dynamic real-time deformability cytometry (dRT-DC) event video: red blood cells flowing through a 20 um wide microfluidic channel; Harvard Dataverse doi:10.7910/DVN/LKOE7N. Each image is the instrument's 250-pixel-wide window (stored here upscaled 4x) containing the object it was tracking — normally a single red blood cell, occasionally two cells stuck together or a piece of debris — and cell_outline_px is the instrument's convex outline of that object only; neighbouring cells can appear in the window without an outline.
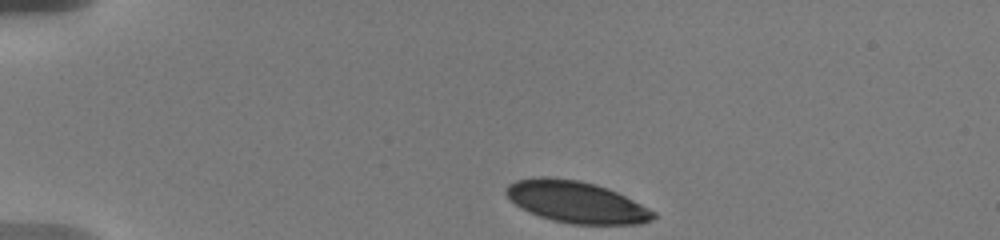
{"species": "human", "species_latin": "Homo sapiens", "temperature_condition": "warm", "stored_images_in_passage": 21, "camera_frame_rate_fps": 3000, "um_per_image_px": 0.085, "donor": {"sex": "male"}, "frame": {"image": 1, "passage_image": 1, "time_ms": 0.0, "image_size_px": [1000, 240], "cell_outline_px": [[656, 216], [652, 220], [640, 224], [572, 224], [552, 220], [528, 212], [520, 208], [504, 192], [504, 188], [508, 184], [516, 180], [540, 176], [548, 176], [580, 180], [596, 184], [608, 188], [656, 212]], "centroid_in_image_um": [48.95, 17.16], "position_along_channel_um": 36.0, "area_um2": 35.78}}
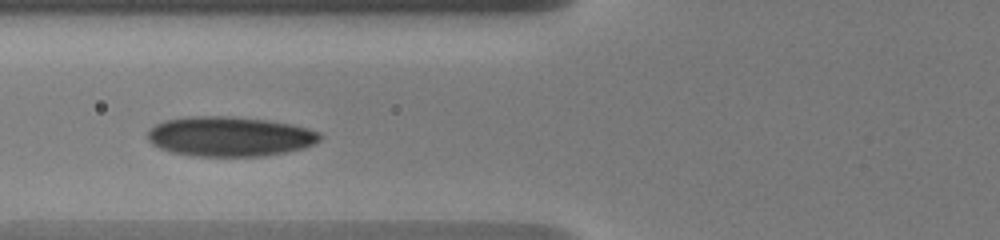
{"frame": {"image": 2, "passage_image": 8, "time_ms": 3.667, "image_size_px": [1000, 240], "cell_outline_px": [[320, 140], [304, 148], [288, 152], [264, 156], [192, 156], [172, 152], [160, 148], [152, 144], [148, 140], [148, 132], [156, 124], [164, 120], [188, 116], [232, 116], [264, 120], [292, 124], [308, 128], [320, 132]], "centroid_in_image_um": [19.52, 11.6], "position_along_channel_um": 106.3, "area_um2": 40.06}}
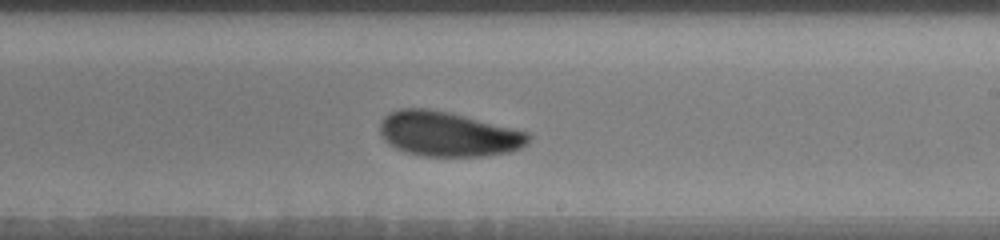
{"frame": {"image": 3, "passage_image": 17, "time_ms": 7.667, "image_size_px": [1000, 240], "cell_outline_px": [[532, 136], [528, 144], [520, 148], [508, 152], [484, 156], [420, 156], [404, 152], [396, 148], [380, 132], [380, 124], [384, 116], [388, 112], [400, 108], [428, 108], [448, 112], [528, 132]], "centroid_in_image_um": [38.1, 11.39], "position_along_channel_um": 250.9, "area_um2": 38.55}}